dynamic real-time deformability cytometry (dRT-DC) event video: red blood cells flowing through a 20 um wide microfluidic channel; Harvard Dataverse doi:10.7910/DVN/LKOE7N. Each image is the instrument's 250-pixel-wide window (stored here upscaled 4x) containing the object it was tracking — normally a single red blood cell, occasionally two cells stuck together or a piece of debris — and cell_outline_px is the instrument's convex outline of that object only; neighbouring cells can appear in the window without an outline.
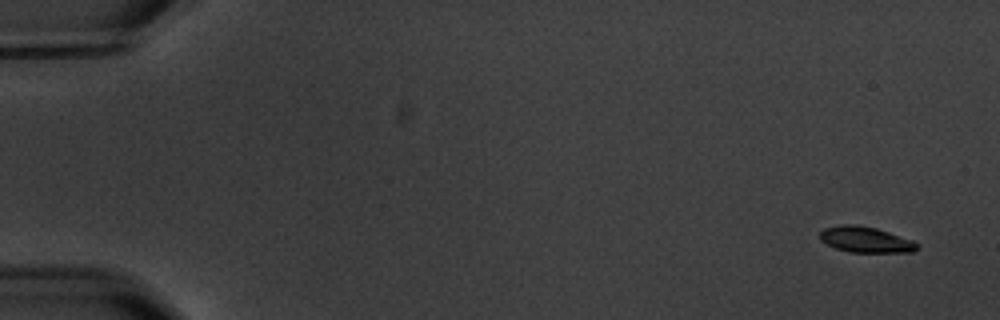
{"species": "common noctule bat (a hibernating species)", "species_latin": "Nyctalus noctula", "temperature_condition": "warm", "stored_images_in_passage": 5, "camera_frame_rate_fps": 3000, "um_per_image_px": 0.085, "animal": {"sex": "male", "body_mass_g": 20.1, "forearm_length_mm": 53.5}, "frame": {"image": 1, "passage_image": 1, "time_ms": 0.0, "image_size_px": [1000, 320], "cell_outline_px": [[920, 244], [912, 252], [848, 252], [836, 248], [820, 240], [820, 232], [824, 228], [840, 224], [856, 224], [876, 228], [912, 240]], "centroid_in_image_um": [73.56, 20.36], "position_along_channel_um": 11.4, "area_um2": 14.57}}